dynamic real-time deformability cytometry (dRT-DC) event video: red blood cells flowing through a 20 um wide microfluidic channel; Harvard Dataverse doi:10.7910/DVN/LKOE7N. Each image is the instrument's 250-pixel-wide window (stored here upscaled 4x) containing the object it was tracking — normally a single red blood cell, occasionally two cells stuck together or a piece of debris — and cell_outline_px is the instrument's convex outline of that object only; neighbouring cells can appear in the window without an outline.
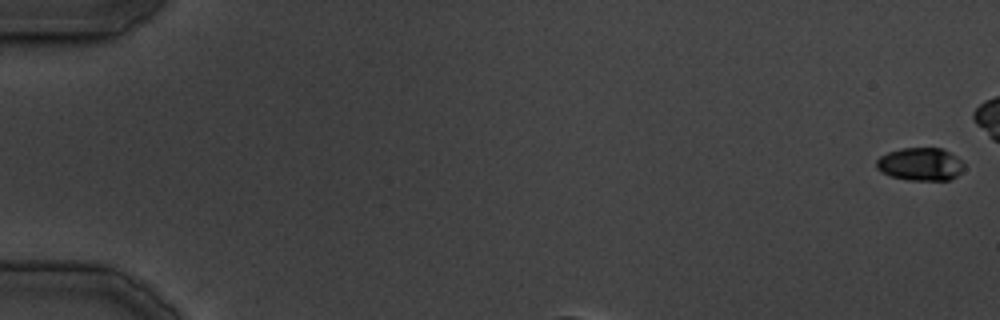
{"species": "common noctule bat (a hibernating species)", "species_latin": "Nyctalus noctula", "temperature_condition": "cold", "stored_images_in_passage": 28, "camera_frame_rate_fps": 3000, "um_per_image_px": 0.085, "animal": {"sex": "male", "body_mass_g": 19.5, "forearm_length_mm": 54.6}, "frame": {"image": 1, "passage_image": 1, "time_ms": 0.0, "image_size_px": [1000, 320], "cell_outline_px": [[964, 168], [956, 176], [948, 180], [908, 180], [892, 176], [876, 168], [876, 160], [880, 156], [888, 152], [900, 148], [944, 148], [956, 156], [964, 164]], "centroid_in_image_um": [78.24, 13.94], "position_along_channel_um": 6.8, "area_um2": 16.76}}